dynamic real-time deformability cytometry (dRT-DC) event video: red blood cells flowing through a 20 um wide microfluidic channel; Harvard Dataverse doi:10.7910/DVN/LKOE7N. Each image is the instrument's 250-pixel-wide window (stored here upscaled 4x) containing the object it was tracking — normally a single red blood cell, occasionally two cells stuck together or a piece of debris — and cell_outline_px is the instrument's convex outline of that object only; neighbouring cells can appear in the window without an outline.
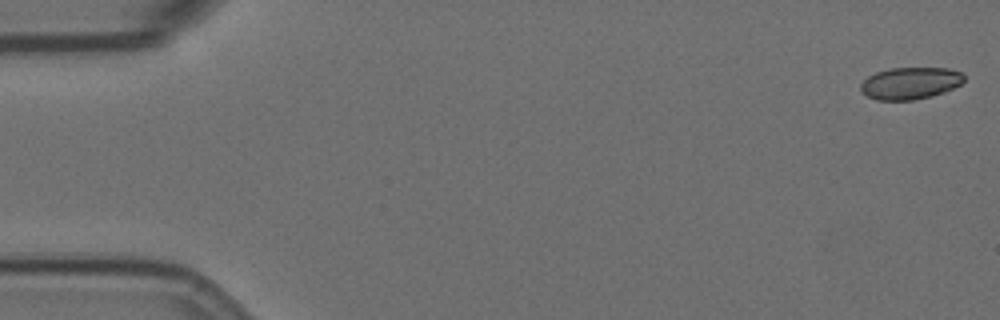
{"species": "Egyptian fruit bat (a non-hibernating species)", "species_latin": "Rousettus aegyptiacus", "temperature_condition": "room temperature", "stored_images_in_passage": 8, "camera_frame_rate_fps": 3000, "um_per_image_px": 0.085, "animal": {"sex": "female"}, "frame": {"image": 1, "passage_image": 1, "time_ms": 0.0, "image_size_px": [1000, 320], "cell_outline_px": [[964, 80], [960, 84], [944, 92], [932, 96], [912, 100], [876, 100], [860, 92], [860, 84], [868, 76], [876, 72], [892, 68], [948, 68], [964, 72]], "centroid_in_image_um": [77.37, 7.07], "position_along_channel_um": 7.6, "area_um2": 19.36}}